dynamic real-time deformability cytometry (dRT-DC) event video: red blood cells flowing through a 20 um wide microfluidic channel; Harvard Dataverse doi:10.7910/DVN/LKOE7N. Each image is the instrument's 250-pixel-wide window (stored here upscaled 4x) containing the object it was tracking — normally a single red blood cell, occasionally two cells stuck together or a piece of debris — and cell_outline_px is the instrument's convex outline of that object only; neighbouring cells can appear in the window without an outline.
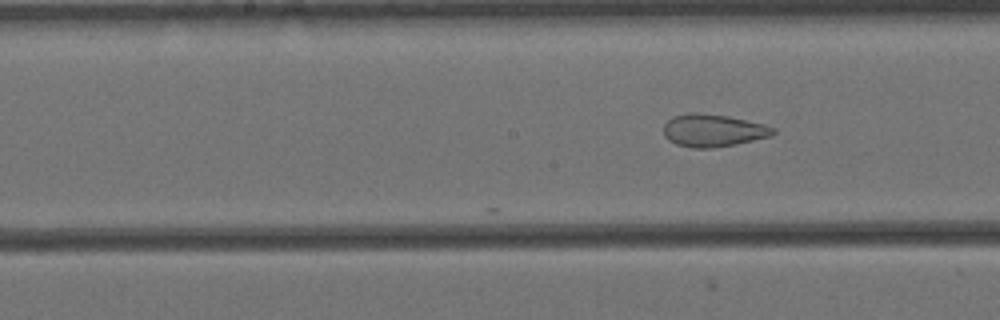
{"species": "Egyptian fruit bat (a non-hibernating species)", "species_latin": "Rousettus aegyptiacus", "temperature_condition": "cold", "stored_images_in_passage": 16, "camera_frame_rate_fps": 3000, "um_per_image_px": 0.085, "animal": {"sex": "female"}, "frame": {"image": 1, "passage_image": 16, "time_ms": 5.0, "image_size_px": [1000, 320], "cell_outline_px": [[776, 132], [772, 136], [736, 144], [712, 148], [692, 148], [676, 144], [668, 140], [664, 136], [664, 124], [672, 116], [688, 112], [696, 112], [728, 116], [764, 124], [776, 128]], "centroid_in_image_um": [60.61, 11.08], "position_along_channel_um": 187.6, "area_um2": 20.98}}